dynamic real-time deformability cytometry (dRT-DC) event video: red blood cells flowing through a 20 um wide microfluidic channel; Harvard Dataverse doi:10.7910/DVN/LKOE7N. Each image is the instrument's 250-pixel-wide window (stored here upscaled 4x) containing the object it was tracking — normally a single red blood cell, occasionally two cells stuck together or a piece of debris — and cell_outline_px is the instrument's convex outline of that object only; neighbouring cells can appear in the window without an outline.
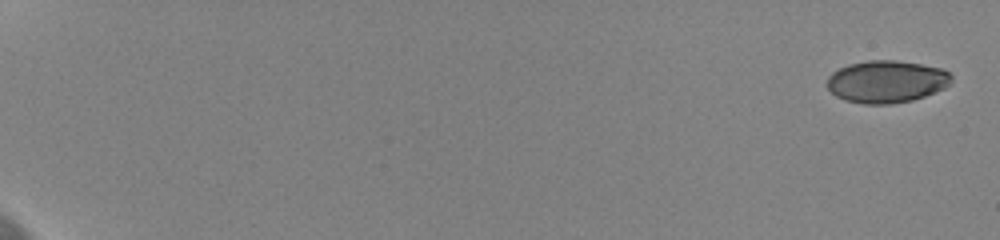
{"species": "human", "species_latin": "Homo sapiens", "temperature_condition": "cold", "stored_images_in_passage": 40, "camera_frame_rate_fps": 3000, "um_per_image_px": 0.085, "donor": {"sex": "female"}, "frame": {"image": 1, "passage_image": 1, "time_ms": 0.0, "image_size_px": [1000, 240], "cell_outline_px": [[952, 80], [944, 88], [924, 96], [912, 100], [892, 104], [864, 104], [844, 100], [836, 96], [828, 88], [828, 76], [832, 72], [848, 64], [868, 60], [896, 60], [920, 64], [940, 68], [948, 72], [952, 76]], "centroid_in_image_um": [75.34, 6.93], "position_along_channel_um": 9.7, "area_um2": 30.58}}
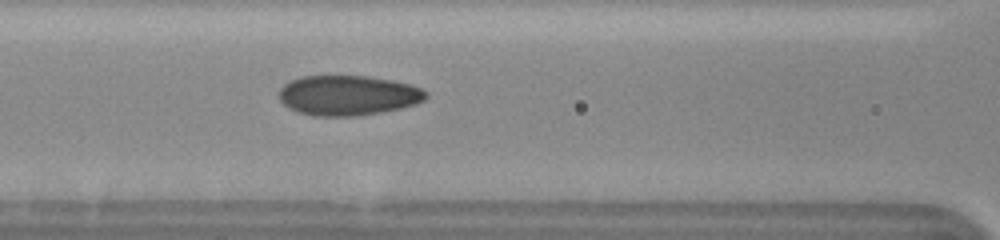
{"frame": {"image": 2, "passage_image": 19, "time_ms": 6.0, "image_size_px": [1000, 240], "cell_outline_px": [[428, 96], [424, 100], [416, 104], [400, 108], [380, 112], [356, 116], [312, 116], [296, 112], [284, 104], [280, 100], [280, 88], [284, 84], [292, 80], [304, 76], [364, 76], [392, 80], [408, 84], [420, 88], [428, 92]], "centroid_in_image_um": [29.58, 8.11], "position_along_channel_um": 137.0, "area_um2": 34.16}}
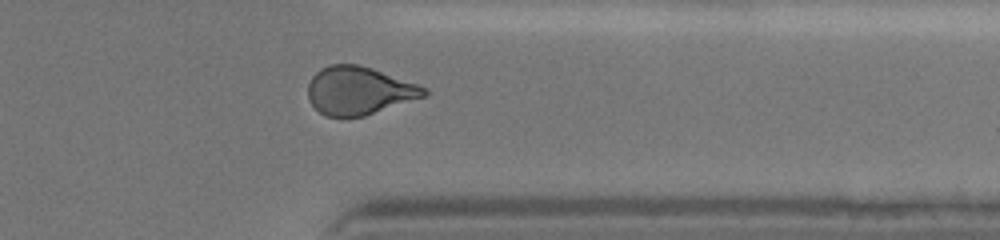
{"frame": {"image": 3, "passage_image": 35, "time_ms": 11.333, "image_size_px": [1000, 240], "cell_outline_px": [[428, 92], [424, 96], [364, 116], [324, 116], [308, 100], [308, 84], [312, 76], [320, 68], [328, 64], [360, 64], [372, 68], [428, 88]], "centroid_in_image_um": [30.48, 7.69], "position_along_channel_um": 380.9, "area_um2": 32.31}, "authors_computed_cell_mechanics": {"area_um2": 32.657, "velocity_mm_per_s": 3.6974, "shape_relaxation_time_tau1_ms": null, "shape_relaxation_time_tau2_ms": 1.385, "deformation_change_tau1": null, "deformation_change_tau2": 0.0701}}